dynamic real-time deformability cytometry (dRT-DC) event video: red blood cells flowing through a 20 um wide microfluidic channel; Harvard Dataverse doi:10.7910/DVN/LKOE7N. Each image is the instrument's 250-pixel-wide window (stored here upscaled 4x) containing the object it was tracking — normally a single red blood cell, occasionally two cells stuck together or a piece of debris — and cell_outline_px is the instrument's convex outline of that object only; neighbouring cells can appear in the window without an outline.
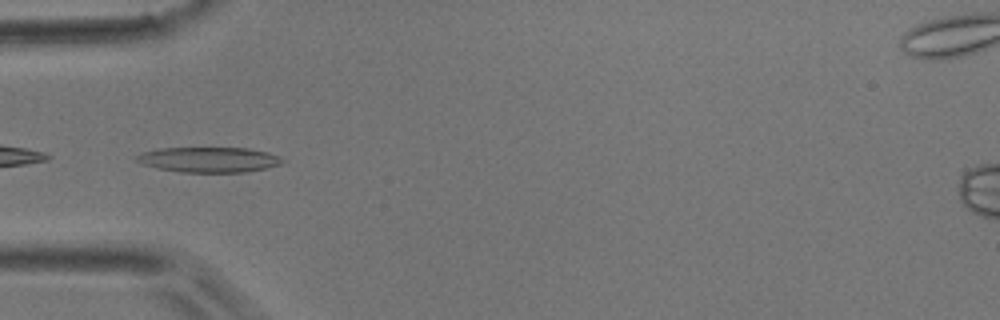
{"species": "common noctule bat (a hibernating species)", "species_latin": "Nyctalus noctula", "temperature_condition": "room temperature", "stored_images_in_passage": 45, "camera_frame_rate_fps": 3000, "um_per_image_px": 0.085, "animal": {"sex": "male", "body_mass_g": 17.9}, "frame": {"image": 1, "passage_image": 14, "time_ms": 4.333, "image_size_px": [1000, 320], "cell_outline_px": [[288, 160], [280, 164], [264, 168], [244, 172], [180, 172], [156, 168], [144, 164], [136, 160], [136, 156], [144, 152], [160, 148], [248, 148], [268, 152], [280, 156]], "centroid_in_image_um": [17.8, 13.57], "position_along_channel_um": 67.2, "area_um2": 21.39}}
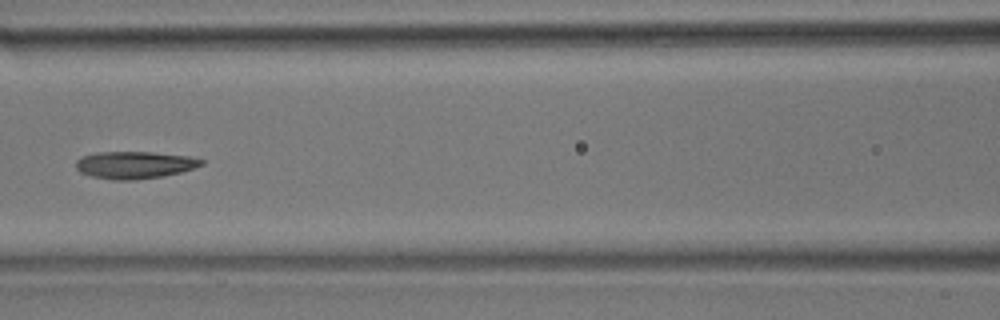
{"frame": {"image": 2, "passage_image": 20, "time_ms": 6.333, "image_size_px": [1000, 320], "cell_outline_px": [[204, 164], [180, 172], [164, 176], [136, 180], [112, 180], [92, 176], [80, 172], [76, 168], [76, 160], [80, 156], [96, 152], [152, 152], [188, 156], [204, 160]], "centroid_in_image_um": [11.41, 14.02], "position_along_channel_um": 155.2, "area_um2": 20.0}}